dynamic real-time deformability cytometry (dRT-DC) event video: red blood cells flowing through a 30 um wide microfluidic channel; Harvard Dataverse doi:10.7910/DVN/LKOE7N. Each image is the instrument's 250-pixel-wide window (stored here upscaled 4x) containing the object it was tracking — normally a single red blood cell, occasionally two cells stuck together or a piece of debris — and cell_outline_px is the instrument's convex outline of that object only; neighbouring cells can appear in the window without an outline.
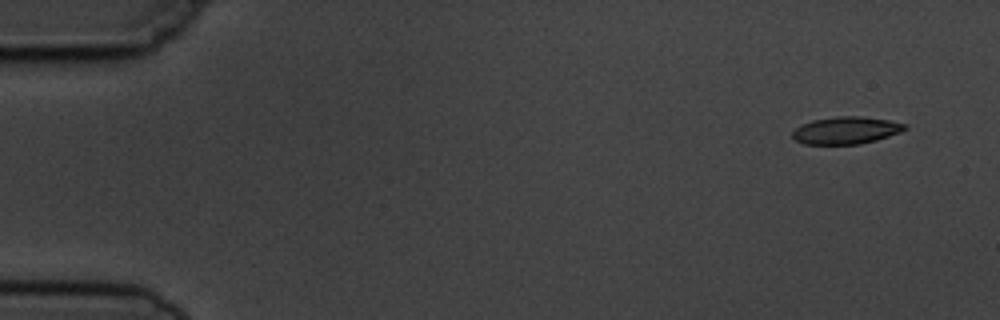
{"species": "common noctule bat (a hibernating species)", "species_latin": "Nyctalus noctula", "temperature_condition": "cold", "stored_images_in_passage": 9, "camera_frame_rate_fps": 3000, "um_per_image_px": 0.085, "animal": {"sex": "male", "body_mass_g": 19.5, "forearm_length_mm": 54.6}, "frame": {"image": 1, "passage_image": 1, "time_ms": 0.0, "image_size_px": [1000, 320], "cell_outline_px": [[908, 128], [900, 132], [876, 140], [860, 144], [804, 144], [796, 140], [792, 136], [792, 132], [800, 124], [812, 120], [836, 116], [864, 116], [888, 120], [908, 124]], "centroid_in_image_um": [71.92, 11.07], "position_along_channel_um": 13.1, "area_um2": 17.98}}
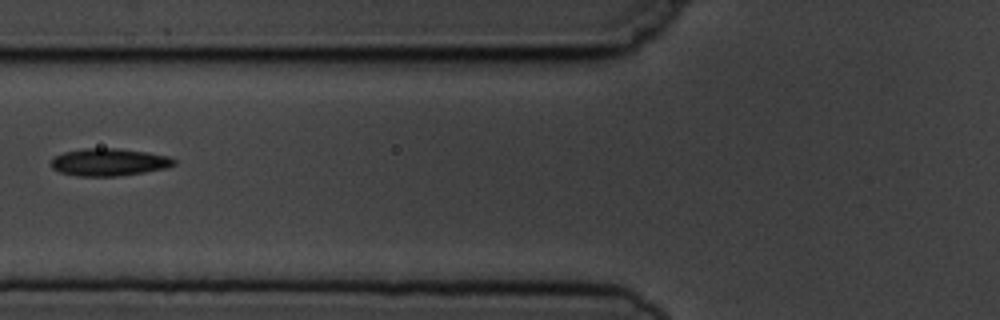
{"frame": {"image": 2, "passage_image": 6, "time_ms": 6.0, "image_size_px": [1000, 320], "cell_outline_px": [[176, 164], [168, 168], [120, 176], [76, 176], [60, 172], [52, 168], [52, 160], [56, 156], [64, 152], [84, 148], [116, 148], [148, 152], [168, 156], [176, 160]], "centroid_in_image_um": [9.3, 13.78], "position_along_channel_um": 116.5, "area_um2": 19.71}}
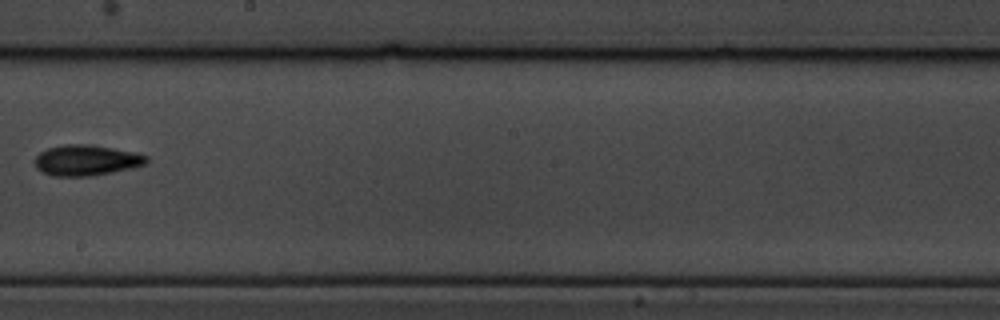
{"frame": {"image": 3, "passage_image": 9, "time_ms": 9.333, "image_size_px": [1000, 320], "cell_outline_px": [[148, 160], [144, 164], [132, 168], [112, 172], [88, 176], [52, 176], [36, 168], [36, 156], [40, 152], [48, 148], [64, 144], [88, 144], [136, 152], [148, 156]], "centroid_in_image_um": [7.34, 13.61], "position_along_channel_um": 240.9, "area_um2": 19.83}}